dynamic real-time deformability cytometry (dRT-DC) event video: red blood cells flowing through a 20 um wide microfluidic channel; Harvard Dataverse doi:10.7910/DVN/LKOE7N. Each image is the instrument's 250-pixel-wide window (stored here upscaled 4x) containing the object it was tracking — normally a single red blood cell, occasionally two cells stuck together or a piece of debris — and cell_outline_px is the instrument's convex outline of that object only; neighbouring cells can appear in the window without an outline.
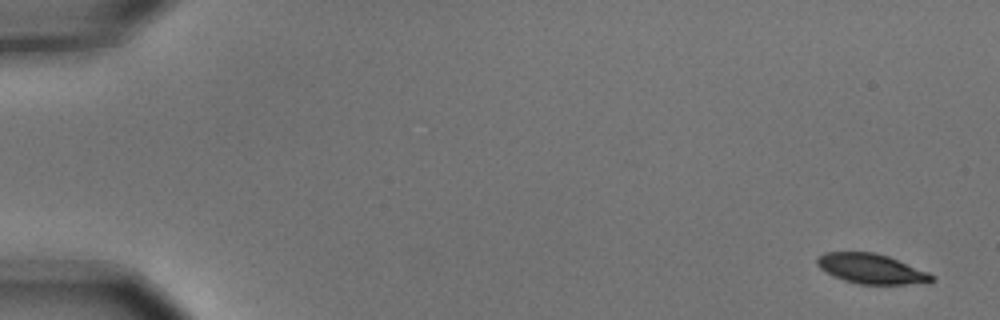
{"species": "common noctule bat (a hibernating species)", "species_latin": "Nyctalus noctula", "temperature_condition": "cold", "stored_images_in_passage": 6, "segment_of_instrument_passage": [1, 2], "camera_frame_rate_fps": 3000, "um_per_image_px": 0.085, "animal": {"sex": "male", "body_mass_g": 15.6}, "frame": {"image": 1, "passage_image": 1, "time_ms": 0.0, "image_size_px": [1000, 320], "cell_outline_px": [[936, 280], [904, 284], [860, 284], [844, 280], [820, 268], [816, 264], [816, 256], [824, 252], [876, 252], [888, 256], [928, 272], [936, 276]], "centroid_in_image_um": [74.04, 22.82], "position_along_channel_um": 11.0, "area_um2": 19.77}}